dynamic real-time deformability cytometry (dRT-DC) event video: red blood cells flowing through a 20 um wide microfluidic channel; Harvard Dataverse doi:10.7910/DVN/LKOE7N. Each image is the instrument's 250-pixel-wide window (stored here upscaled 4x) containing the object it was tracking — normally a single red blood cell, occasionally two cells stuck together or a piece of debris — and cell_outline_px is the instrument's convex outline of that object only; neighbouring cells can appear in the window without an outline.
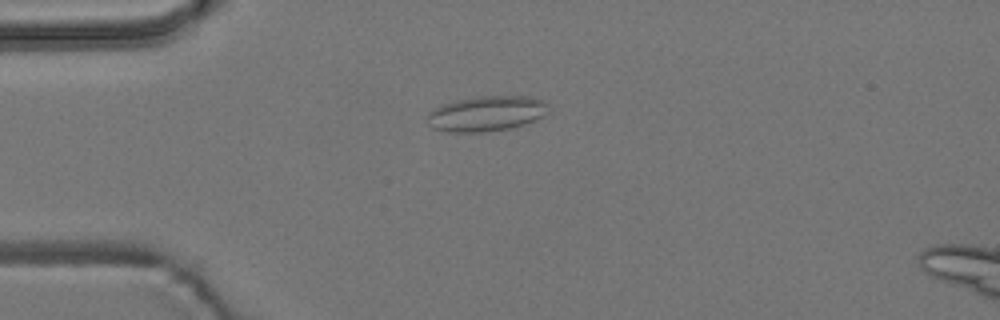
{"species": "common noctule bat (a hibernating species)", "species_latin": "Nyctalus noctula", "temperature_condition": "room temperature", "stored_images_in_passage": 6, "camera_frame_rate_fps": 3000, "um_per_image_px": 0.085, "animal": {"sex": "male", "body_mass_g": 19.2, "forearm_length_mm": 51.8}, "frame": {"image": 1, "passage_image": 4, "time_ms": 3.667, "image_size_px": [1000, 320], "cell_outline_px": [[548, 112], [544, 116], [536, 120], [512, 128], [484, 132], [448, 132], [432, 128], [428, 124], [424, 116], [432, 108], [456, 100], [480, 96], [532, 96], [548, 104]], "centroid_in_image_um": [41.31, 9.66], "position_along_channel_um": 43.7, "area_um2": 25.26}}